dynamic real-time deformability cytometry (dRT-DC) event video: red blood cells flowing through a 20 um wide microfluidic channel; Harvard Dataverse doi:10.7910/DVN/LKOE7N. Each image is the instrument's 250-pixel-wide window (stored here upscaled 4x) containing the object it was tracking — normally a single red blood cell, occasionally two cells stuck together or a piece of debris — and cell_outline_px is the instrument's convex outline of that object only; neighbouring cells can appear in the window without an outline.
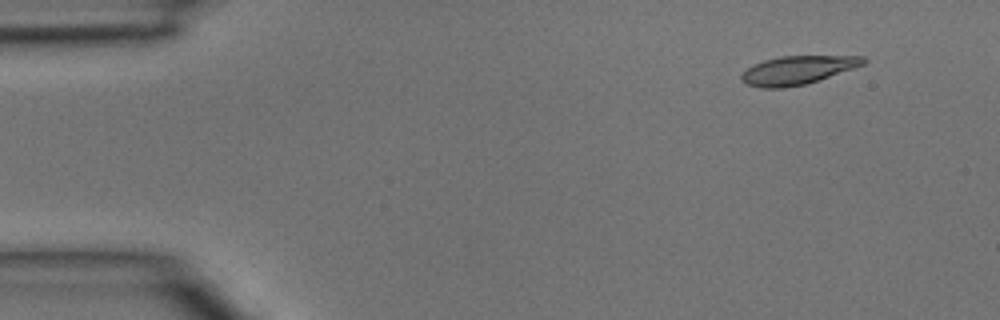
{"species": "common noctule bat (a hibernating species)", "species_latin": "Nyctalus noctula", "temperature_condition": "room temperature", "stored_images_in_passage": 4, "camera_frame_rate_fps": 3000, "um_per_image_px": 0.085, "animal": {"sex": "male", "body_mass_g": 15.6}, "frame": {"image": 1, "passage_image": 2, "time_ms": 0.333, "image_size_px": [1000, 320], "cell_outline_px": [[868, 60], [864, 64], [820, 80], [808, 84], [784, 88], [760, 88], [744, 84], [740, 80], [740, 76], [748, 68], [764, 60], [780, 56], [864, 56]], "centroid_in_image_um": [67.78, 5.98], "position_along_channel_um": 17.2, "area_um2": 20.35}}